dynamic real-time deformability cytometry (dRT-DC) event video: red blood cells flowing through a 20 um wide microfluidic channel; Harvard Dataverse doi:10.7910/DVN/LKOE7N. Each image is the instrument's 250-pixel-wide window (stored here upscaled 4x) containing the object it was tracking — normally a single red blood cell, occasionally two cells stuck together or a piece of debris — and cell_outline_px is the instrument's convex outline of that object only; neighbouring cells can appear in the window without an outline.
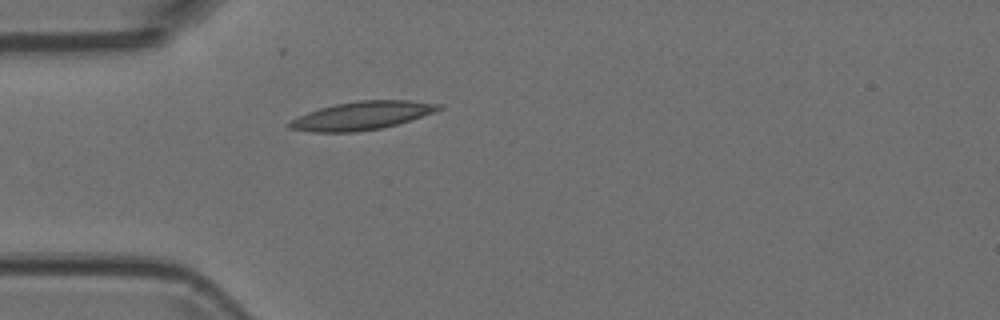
{"species": "Egyptian fruit bat (a non-hibernating species)", "species_latin": "Rousettus aegyptiacus", "temperature_condition": "room temperature", "stored_images_in_passage": 21, "camera_frame_rate_fps": 3000, "um_per_image_px": 0.085, "animal": {"sex": "female"}, "frame": {"image": 1, "passage_image": 2, "time_ms": 0.333, "image_size_px": [1000, 320], "cell_outline_px": [[444, 108], [396, 124], [380, 128], [356, 132], [312, 132], [288, 128], [288, 124], [292, 120], [308, 112], [320, 108], [336, 104], [360, 100], [408, 100], [440, 104]], "centroid_in_image_um": [30.74, 9.83], "position_along_channel_um": 54.3, "area_um2": 24.1}}
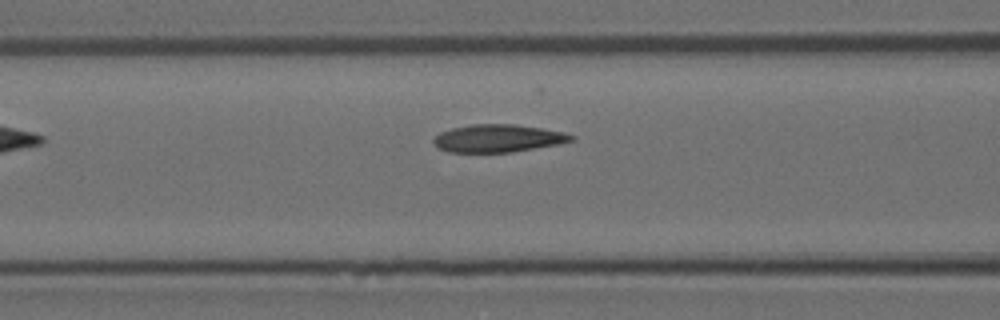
{"frame": {"image": 2, "passage_image": 8, "time_ms": 2.333, "image_size_px": [1000, 320], "cell_outline_px": [[576, 140], [560, 144], [512, 152], [448, 152], [440, 148], [432, 140], [440, 132], [452, 128], [472, 124], [516, 124], [564, 132], [576, 136]], "centroid_in_image_um": [42.39, 11.75], "position_along_channel_um": 124.2, "area_um2": 22.25}}
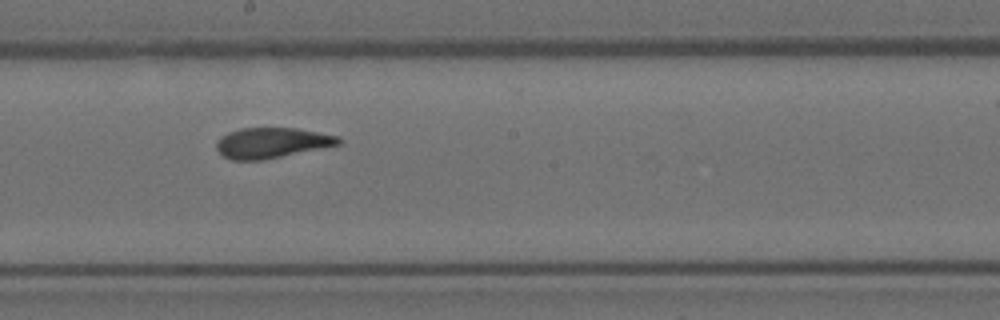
{"frame": {"image": 3, "passage_image": 16, "time_ms": 5.0, "image_size_px": [1000, 320], "cell_outline_px": [[344, 140], [340, 144], [260, 160], [232, 160], [224, 156], [216, 148], [216, 144], [228, 132], [240, 128], [296, 128], [340, 136]], "centroid_in_image_um": [23.13, 12.13], "position_along_channel_um": 225.1, "area_um2": 21.27}}